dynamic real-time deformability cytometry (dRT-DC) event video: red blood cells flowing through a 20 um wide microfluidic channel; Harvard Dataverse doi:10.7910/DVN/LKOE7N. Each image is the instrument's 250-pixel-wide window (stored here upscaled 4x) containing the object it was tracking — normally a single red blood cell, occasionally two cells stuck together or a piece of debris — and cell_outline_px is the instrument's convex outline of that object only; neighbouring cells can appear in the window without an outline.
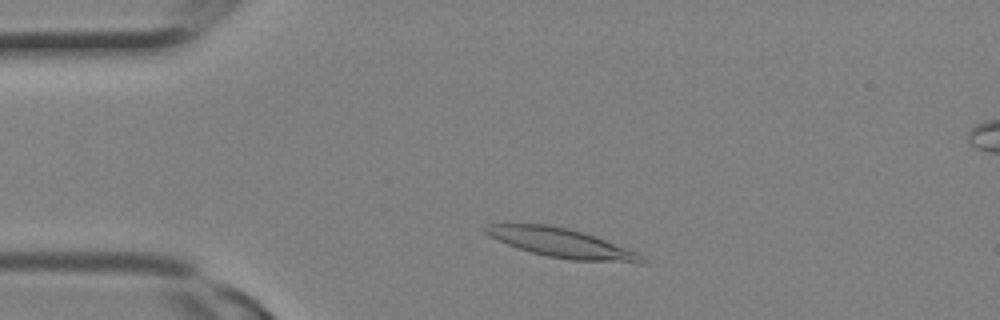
{"species": "Egyptian fruit bat (a non-hibernating species)", "species_latin": "Rousettus aegyptiacus", "temperature_condition": "room temperature", "stored_images_in_passage": 5, "camera_frame_rate_fps": 3000, "um_per_image_px": 0.085, "animal": {"sex": "female"}, "frame": {"image": 1, "passage_image": 3, "time_ms": 0.667, "image_size_px": [1000, 320], "cell_outline_px": [[648, 264], [640, 264], [572, 260], [548, 256], [532, 252], [508, 244], [484, 232], [484, 228], [488, 224], [548, 224], [568, 228], [604, 240], [636, 252], [644, 256]], "centroid_in_image_um": [47.82, 20.68], "position_along_channel_um": 37.2, "area_um2": 26.13}}